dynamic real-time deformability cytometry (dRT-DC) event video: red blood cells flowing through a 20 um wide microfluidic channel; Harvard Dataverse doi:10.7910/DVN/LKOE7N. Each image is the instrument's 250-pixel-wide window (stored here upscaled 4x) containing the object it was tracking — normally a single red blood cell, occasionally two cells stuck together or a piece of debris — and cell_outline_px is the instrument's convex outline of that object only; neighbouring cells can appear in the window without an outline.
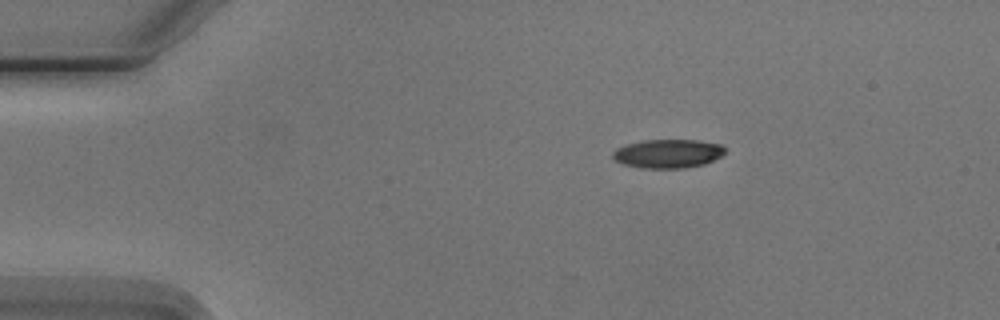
{"species": "Egyptian fruit bat (a non-hibernating species)", "species_latin": "Rousettus aegyptiacus", "temperature_condition": "cold", "stored_images_in_passage": 2, "camera_frame_rate_fps": 3000, "um_per_image_px": 0.085, "animal": {"sex": "male"}, "frame": {"image": 1, "passage_image": 1, "time_ms": 0.0, "image_size_px": [1000, 320], "cell_outline_px": [[724, 152], [720, 156], [704, 164], [684, 168], [640, 168], [624, 164], [612, 160], [612, 152], [616, 148], [640, 140], [700, 140], [720, 144], [724, 148]], "centroid_in_image_um": [56.72, 13.05], "position_along_channel_um": 28.3, "area_um2": 18.84}}